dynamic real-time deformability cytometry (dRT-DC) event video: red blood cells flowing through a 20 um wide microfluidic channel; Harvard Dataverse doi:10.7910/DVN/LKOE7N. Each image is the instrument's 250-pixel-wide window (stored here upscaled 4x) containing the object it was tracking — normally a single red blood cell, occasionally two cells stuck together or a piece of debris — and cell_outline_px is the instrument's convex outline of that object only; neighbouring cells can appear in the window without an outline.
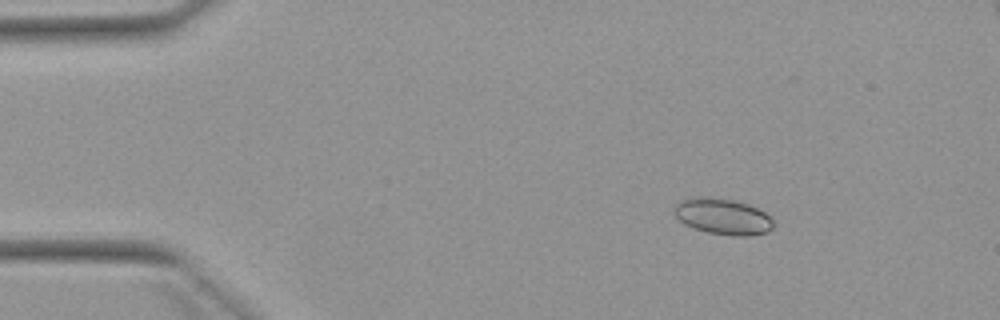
{"species": "Egyptian fruit bat (a non-hibernating species)", "species_latin": "Rousettus aegyptiacus", "temperature_condition": "warm", "stored_images_in_passage": 4, "segment_of_instrument_passage": [1, 2], "camera_frame_rate_fps": 3000, "um_per_image_px": 0.085, "animal": {"sex": "female"}, "frame": {"image": 1, "passage_image": 1, "time_ms": 0.0, "image_size_px": [1000, 320], "cell_outline_px": [[776, 224], [768, 232], [748, 236], [732, 236], [708, 232], [692, 228], [684, 224], [672, 212], [672, 208], [680, 200], [692, 196], [712, 196], [732, 200], [748, 204], [764, 212]], "centroid_in_image_um": [61.39, 18.39], "position_along_channel_um": 23.6, "area_um2": 21.21}}